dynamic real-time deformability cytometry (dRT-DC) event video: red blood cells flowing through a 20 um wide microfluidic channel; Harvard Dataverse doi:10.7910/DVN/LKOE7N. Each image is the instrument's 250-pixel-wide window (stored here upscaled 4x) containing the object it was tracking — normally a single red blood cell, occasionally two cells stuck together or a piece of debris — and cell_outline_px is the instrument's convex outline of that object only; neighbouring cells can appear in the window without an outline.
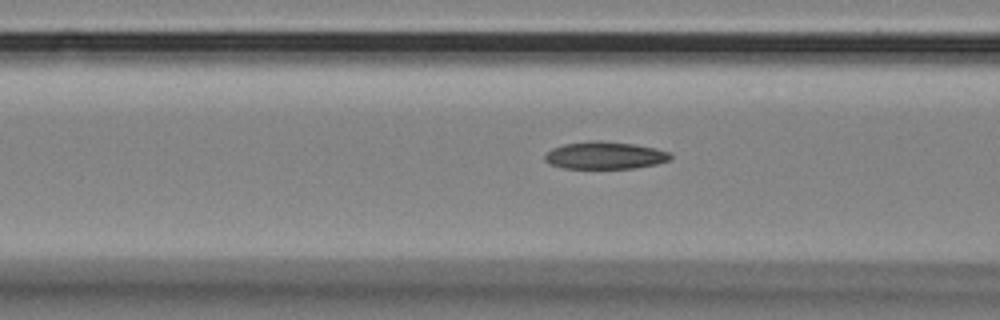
{"species": "Egyptian fruit bat (a non-hibernating species)", "species_latin": "Rousettus aegyptiacus", "temperature_condition": "room temperature", "stored_images_in_passage": 30, "camera_frame_rate_fps": 3000, "um_per_image_px": 0.085, "animal": {"sex": "female"}, "frame": {"image": 1, "passage_image": 7, "time_ms": 2.0, "image_size_px": [1000, 320], "cell_outline_px": [[672, 156], [668, 160], [656, 164], [636, 168], [564, 168], [548, 164], [544, 160], [544, 156], [552, 148], [564, 144], [592, 140], [600, 140], [632, 144], [656, 148], [668, 152]], "centroid_in_image_um": [51.38, 13.21], "position_along_channel_um": 115.2, "area_um2": 20.0}}
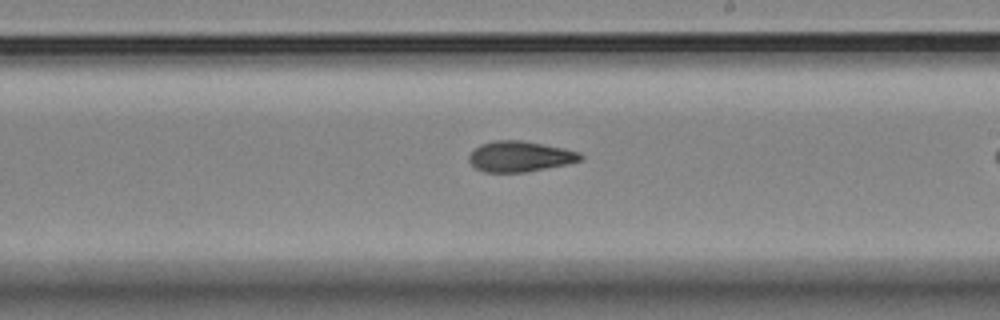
{"frame": {"image": 2, "passage_image": 18, "time_ms": 5.667, "image_size_px": [1000, 320], "cell_outline_px": [[584, 156], [580, 160], [568, 164], [524, 172], [484, 172], [476, 168], [468, 160], [468, 156], [480, 144], [496, 140], [524, 140], [564, 148], [580, 152]], "centroid_in_image_um": [44.2, 13.29], "position_along_channel_um": 244.8, "area_um2": 19.88}}
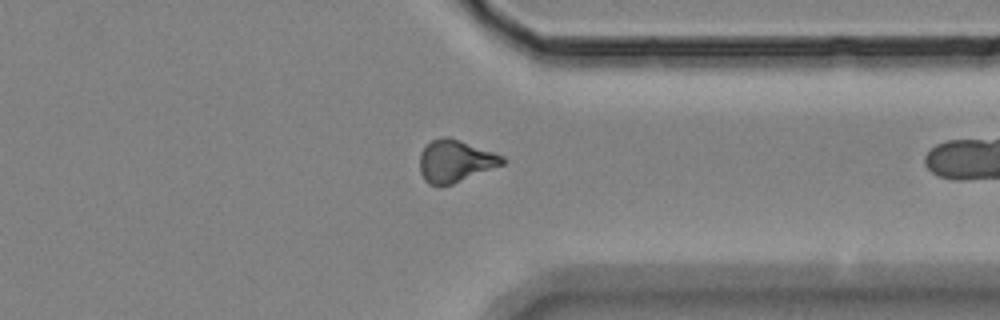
{"frame": {"image": 3, "passage_image": 29, "time_ms": 9.333, "image_size_px": [1000, 320], "cell_outline_px": [[504, 164], [452, 184], [428, 184], [424, 180], [420, 172], [420, 152], [432, 140], [444, 136], [448, 136], [460, 140], [504, 156]], "centroid_in_image_um": [38.68, 13.68], "position_along_channel_um": 372.7, "area_um2": 20.06}}